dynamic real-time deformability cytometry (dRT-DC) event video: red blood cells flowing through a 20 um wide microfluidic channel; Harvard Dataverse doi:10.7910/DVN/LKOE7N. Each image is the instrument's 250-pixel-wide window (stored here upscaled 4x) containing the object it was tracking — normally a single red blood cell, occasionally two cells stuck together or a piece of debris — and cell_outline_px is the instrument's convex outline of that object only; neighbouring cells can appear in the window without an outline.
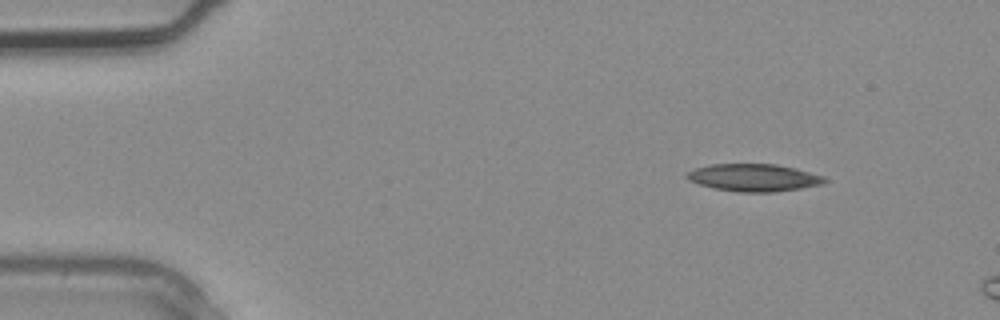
{"species": "common noctule bat (a hibernating species)", "species_latin": "Nyctalus noctula", "temperature_condition": "warm", "stored_images_in_passage": 3, "camera_frame_rate_fps": 3000, "um_per_image_px": 0.085, "animal": {"sex": "male", "body_mass_g": 20.4}, "frame": {"image": 1, "passage_image": 1, "time_ms": 0.0, "image_size_px": [1000, 320], "cell_outline_px": [[828, 180], [824, 184], [776, 192], [736, 192], [716, 188], [700, 184], [688, 180], [684, 176], [688, 172], [696, 168], [712, 164], [776, 164], [796, 168], [824, 176]], "centroid_in_image_um": [64.1, 15.1], "position_along_channel_um": 20.9, "area_um2": 22.02}}